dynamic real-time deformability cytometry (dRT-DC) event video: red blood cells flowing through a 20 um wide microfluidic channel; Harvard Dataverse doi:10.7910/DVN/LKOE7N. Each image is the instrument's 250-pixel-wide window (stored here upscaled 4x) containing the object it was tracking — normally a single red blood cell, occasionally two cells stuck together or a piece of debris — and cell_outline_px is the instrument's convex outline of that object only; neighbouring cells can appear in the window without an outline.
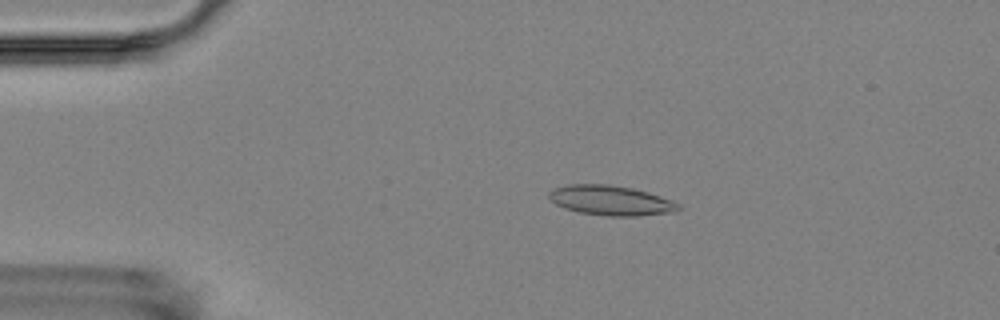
{"species": "Egyptian fruit bat (a non-hibernating species)", "species_latin": "Rousettus aegyptiacus", "temperature_condition": "room temperature", "stored_images_in_passage": 17, "camera_frame_rate_fps": 3000, "um_per_image_px": 0.085, "animal": {"sex": "female"}, "frame": {"image": 1, "passage_image": 4, "time_ms": 3.333, "image_size_px": [1000, 320], "cell_outline_px": [[680, 208], [676, 212], [636, 216], [608, 216], [580, 212], [564, 208], [556, 204], [548, 196], [548, 192], [552, 188], [568, 184], [608, 184], [632, 188], [648, 192], [672, 200], [680, 204]], "centroid_in_image_um": [51.92, 17.03], "position_along_channel_um": 33.1, "area_um2": 22.6}}
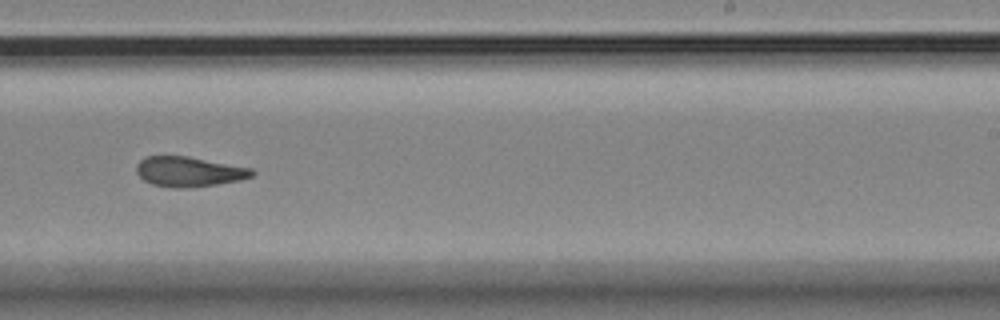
{"frame": {"image": 2, "passage_image": 11, "time_ms": 11.333, "image_size_px": [1000, 320], "cell_outline_px": [[256, 172], [252, 176], [240, 180], [216, 184], [188, 188], [172, 188], [152, 184], [144, 180], [136, 172], [136, 164], [144, 156], [188, 156], [252, 168]], "centroid_in_image_um": [16.05, 14.59], "position_along_channel_um": 273.0, "area_um2": 20.29}}
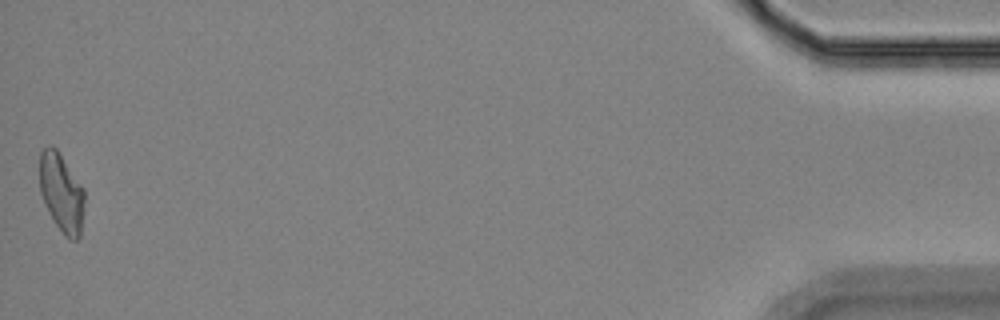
{"frame": {"image": 3, "passage_image": 17, "time_ms": 18.333, "image_size_px": [1000, 320], "cell_outline_px": [[84, 200], [80, 236], [76, 240], [68, 240], [64, 236], [48, 212], [40, 192], [40, 152], [44, 148], [52, 144], [56, 148], [84, 188]], "centroid_in_image_um": [5.22, 16.39], "position_along_channel_um": 430.0, "area_um2": 20.52}, "authors_computed_cell_mechanics": {"area_um2": 20.6924, "velocity_mm_per_s": 3.5447, "shape_relaxation_time_tau1_ms": null, "shape_relaxation_time_tau2_ms": 3.5121, "deformation_change_tau1": null, "deformation_change_tau2": 0.0846}}